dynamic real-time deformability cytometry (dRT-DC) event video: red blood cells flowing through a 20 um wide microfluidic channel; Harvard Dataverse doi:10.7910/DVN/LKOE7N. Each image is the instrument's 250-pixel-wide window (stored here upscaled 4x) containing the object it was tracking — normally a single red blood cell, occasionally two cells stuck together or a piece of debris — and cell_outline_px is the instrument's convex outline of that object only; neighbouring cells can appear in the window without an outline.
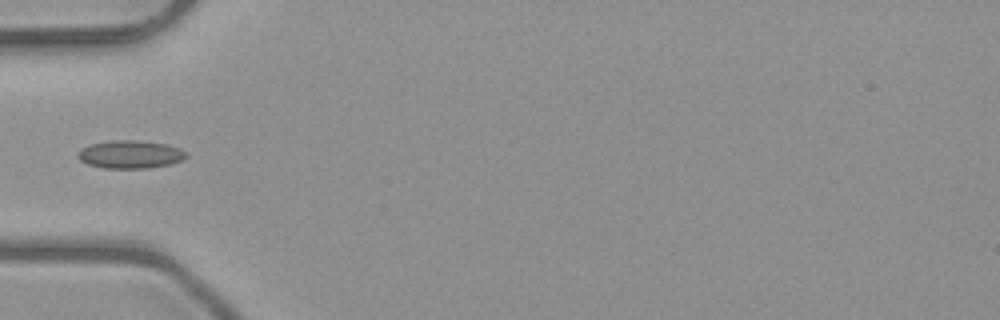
{"species": "common noctule bat (a hibernating species)", "species_latin": "Nyctalus noctula", "temperature_condition": "room temperature", "stored_images_in_passage": 4, "camera_frame_rate_fps": 3000, "um_per_image_px": 0.085, "animal": {"sex": "male", "body_mass_g": 23.1, "forearm_length_mm": 52.7}, "frame": {"image": 1, "passage_image": 3, "time_ms": 0.667, "image_size_px": [1000, 320], "cell_outline_px": [[188, 156], [180, 160], [168, 164], [148, 168], [104, 168], [88, 164], [80, 160], [76, 156], [80, 148], [92, 144], [112, 140], [136, 140], [168, 144], [180, 148], [188, 152]], "centroid_in_image_um": [11.07, 13.11], "position_along_channel_um": 73.9, "area_um2": 17.69}}
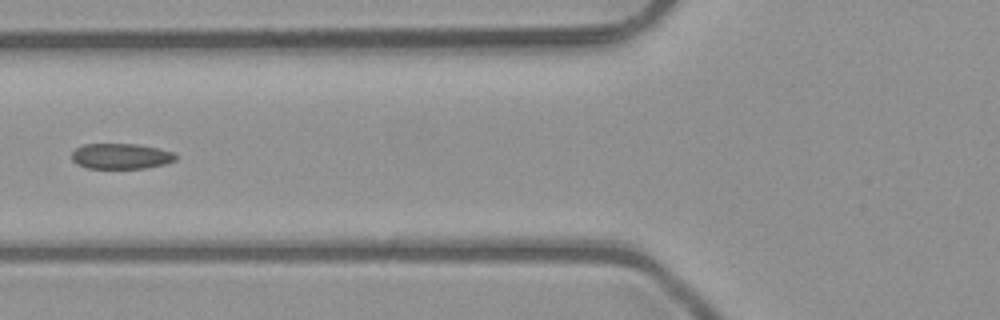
{"frame": {"image": 2, "passage_image": 4, "time_ms": 1.0, "image_size_px": [1000, 320], "cell_outline_px": [[176, 160], [164, 164], [144, 168], [88, 168], [76, 164], [72, 160], [72, 152], [76, 148], [84, 144], [136, 144], [176, 152]], "centroid_in_image_um": [10.27, 13.27], "position_along_channel_um": 115.5, "area_um2": 15.43}}